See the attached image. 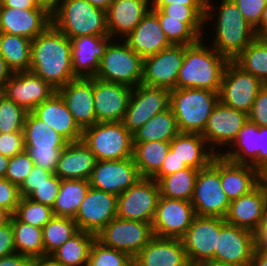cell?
<instances>
[{
  "mask_svg": "<svg viewBox=\"0 0 267 266\" xmlns=\"http://www.w3.org/2000/svg\"><path fill=\"white\" fill-rule=\"evenodd\" d=\"M71 57V40L51 24L31 42L29 71L58 90L76 79Z\"/></svg>",
  "mask_w": 267,
  "mask_h": 266,
  "instance_id": "1",
  "label": "cell"
},
{
  "mask_svg": "<svg viewBox=\"0 0 267 266\" xmlns=\"http://www.w3.org/2000/svg\"><path fill=\"white\" fill-rule=\"evenodd\" d=\"M210 4L211 0H207L204 23L208 25L209 20H215V37L211 46L233 60L256 38L254 28L244 19L233 0H221L214 14L216 9Z\"/></svg>",
  "mask_w": 267,
  "mask_h": 266,
  "instance_id": "2",
  "label": "cell"
},
{
  "mask_svg": "<svg viewBox=\"0 0 267 266\" xmlns=\"http://www.w3.org/2000/svg\"><path fill=\"white\" fill-rule=\"evenodd\" d=\"M230 60L207 46L203 38L186 46L176 88H197L220 91L224 69Z\"/></svg>",
  "mask_w": 267,
  "mask_h": 266,
  "instance_id": "3",
  "label": "cell"
},
{
  "mask_svg": "<svg viewBox=\"0 0 267 266\" xmlns=\"http://www.w3.org/2000/svg\"><path fill=\"white\" fill-rule=\"evenodd\" d=\"M52 25L69 39L109 35L106 10L87 0H60L51 9Z\"/></svg>",
  "mask_w": 267,
  "mask_h": 266,
  "instance_id": "4",
  "label": "cell"
},
{
  "mask_svg": "<svg viewBox=\"0 0 267 266\" xmlns=\"http://www.w3.org/2000/svg\"><path fill=\"white\" fill-rule=\"evenodd\" d=\"M219 93L197 88H175L170 91V108L180 133L201 134L215 105Z\"/></svg>",
  "mask_w": 267,
  "mask_h": 266,
  "instance_id": "5",
  "label": "cell"
},
{
  "mask_svg": "<svg viewBox=\"0 0 267 266\" xmlns=\"http://www.w3.org/2000/svg\"><path fill=\"white\" fill-rule=\"evenodd\" d=\"M23 135L25 150L34 164L44 170L54 172L60 152L69 142L33 112L26 114Z\"/></svg>",
  "mask_w": 267,
  "mask_h": 266,
  "instance_id": "6",
  "label": "cell"
},
{
  "mask_svg": "<svg viewBox=\"0 0 267 266\" xmlns=\"http://www.w3.org/2000/svg\"><path fill=\"white\" fill-rule=\"evenodd\" d=\"M81 140L97 161L132 157L133 134L122 122H96L83 129Z\"/></svg>",
  "mask_w": 267,
  "mask_h": 266,
  "instance_id": "7",
  "label": "cell"
},
{
  "mask_svg": "<svg viewBox=\"0 0 267 266\" xmlns=\"http://www.w3.org/2000/svg\"><path fill=\"white\" fill-rule=\"evenodd\" d=\"M196 216L225 218L230 201L220 181V155L198 171L191 200Z\"/></svg>",
  "mask_w": 267,
  "mask_h": 266,
  "instance_id": "8",
  "label": "cell"
},
{
  "mask_svg": "<svg viewBox=\"0 0 267 266\" xmlns=\"http://www.w3.org/2000/svg\"><path fill=\"white\" fill-rule=\"evenodd\" d=\"M142 75L143 58L125 41L118 43L111 40L100 60V67L95 77L134 88L141 83Z\"/></svg>",
  "mask_w": 267,
  "mask_h": 266,
  "instance_id": "9",
  "label": "cell"
},
{
  "mask_svg": "<svg viewBox=\"0 0 267 266\" xmlns=\"http://www.w3.org/2000/svg\"><path fill=\"white\" fill-rule=\"evenodd\" d=\"M160 190L153 178L141 177L117 197V217L152 224Z\"/></svg>",
  "mask_w": 267,
  "mask_h": 266,
  "instance_id": "10",
  "label": "cell"
},
{
  "mask_svg": "<svg viewBox=\"0 0 267 266\" xmlns=\"http://www.w3.org/2000/svg\"><path fill=\"white\" fill-rule=\"evenodd\" d=\"M264 85L257 77L243 71L230 60L223 72L219 101L248 114L259 90Z\"/></svg>",
  "mask_w": 267,
  "mask_h": 266,
  "instance_id": "11",
  "label": "cell"
},
{
  "mask_svg": "<svg viewBox=\"0 0 267 266\" xmlns=\"http://www.w3.org/2000/svg\"><path fill=\"white\" fill-rule=\"evenodd\" d=\"M154 237L152 224L115 217L97 235L104 246L124 251L133 258Z\"/></svg>",
  "mask_w": 267,
  "mask_h": 266,
  "instance_id": "12",
  "label": "cell"
},
{
  "mask_svg": "<svg viewBox=\"0 0 267 266\" xmlns=\"http://www.w3.org/2000/svg\"><path fill=\"white\" fill-rule=\"evenodd\" d=\"M170 108V91L142 83L132 89L122 123L132 134L150 118Z\"/></svg>",
  "mask_w": 267,
  "mask_h": 266,
  "instance_id": "13",
  "label": "cell"
},
{
  "mask_svg": "<svg viewBox=\"0 0 267 266\" xmlns=\"http://www.w3.org/2000/svg\"><path fill=\"white\" fill-rule=\"evenodd\" d=\"M230 146L232 148H228L229 151L219 152L226 160L250 165L259 171L267 165V127L257 126L247 120Z\"/></svg>",
  "mask_w": 267,
  "mask_h": 266,
  "instance_id": "14",
  "label": "cell"
},
{
  "mask_svg": "<svg viewBox=\"0 0 267 266\" xmlns=\"http://www.w3.org/2000/svg\"><path fill=\"white\" fill-rule=\"evenodd\" d=\"M195 217L191 201L160 196L152 221L153 234L159 238L181 239Z\"/></svg>",
  "mask_w": 267,
  "mask_h": 266,
  "instance_id": "15",
  "label": "cell"
},
{
  "mask_svg": "<svg viewBox=\"0 0 267 266\" xmlns=\"http://www.w3.org/2000/svg\"><path fill=\"white\" fill-rule=\"evenodd\" d=\"M225 224V218L201 216L194 218L186 234L181 238L191 265L214 260L217 235Z\"/></svg>",
  "mask_w": 267,
  "mask_h": 266,
  "instance_id": "16",
  "label": "cell"
},
{
  "mask_svg": "<svg viewBox=\"0 0 267 266\" xmlns=\"http://www.w3.org/2000/svg\"><path fill=\"white\" fill-rule=\"evenodd\" d=\"M117 195L90 187L73 220L80 231L97 235L117 217Z\"/></svg>",
  "mask_w": 267,
  "mask_h": 266,
  "instance_id": "17",
  "label": "cell"
},
{
  "mask_svg": "<svg viewBox=\"0 0 267 266\" xmlns=\"http://www.w3.org/2000/svg\"><path fill=\"white\" fill-rule=\"evenodd\" d=\"M184 51L185 45L172 44L157 54L144 58L141 83L169 91L174 90L184 58Z\"/></svg>",
  "mask_w": 267,
  "mask_h": 266,
  "instance_id": "18",
  "label": "cell"
},
{
  "mask_svg": "<svg viewBox=\"0 0 267 266\" xmlns=\"http://www.w3.org/2000/svg\"><path fill=\"white\" fill-rule=\"evenodd\" d=\"M256 245L255 233L226 223L217 235L214 260L236 266H250Z\"/></svg>",
  "mask_w": 267,
  "mask_h": 266,
  "instance_id": "19",
  "label": "cell"
},
{
  "mask_svg": "<svg viewBox=\"0 0 267 266\" xmlns=\"http://www.w3.org/2000/svg\"><path fill=\"white\" fill-rule=\"evenodd\" d=\"M247 120L246 113L228 107L219 101L207 120L202 137L209 148L219 155L217 151L221 149L218 150V147H230Z\"/></svg>",
  "mask_w": 267,
  "mask_h": 266,
  "instance_id": "20",
  "label": "cell"
},
{
  "mask_svg": "<svg viewBox=\"0 0 267 266\" xmlns=\"http://www.w3.org/2000/svg\"><path fill=\"white\" fill-rule=\"evenodd\" d=\"M141 178L133 158L97 161L90 187L120 195Z\"/></svg>",
  "mask_w": 267,
  "mask_h": 266,
  "instance_id": "21",
  "label": "cell"
},
{
  "mask_svg": "<svg viewBox=\"0 0 267 266\" xmlns=\"http://www.w3.org/2000/svg\"><path fill=\"white\" fill-rule=\"evenodd\" d=\"M267 214V191L259 183L249 193L230 201L225 217L226 223L252 231L260 232Z\"/></svg>",
  "mask_w": 267,
  "mask_h": 266,
  "instance_id": "22",
  "label": "cell"
},
{
  "mask_svg": "<svg viewBox=\"0 0 267 266\" xmlns=\"http://www.w3.org/2000/svg\"><path fill=\"white\" fill-rule=\"evenodd\" d=\"M131 87L93 78L96 122H122L132 92Z\"/></svg>",
  "mask_w": 267,
  "mask_h": 266,
  "instance_id": "23",
  "label": "cell"
},
{
  "mask_svg": "<svg viewBox=\"0 0 267 266\" xmlns=\"http://www.w3.org/2000/svg\"><path fill=\"white\" fill-rule=\"evenodd\" d=\"M5 97L32 112L56 90L31 71L14 73L4 85Z\"/></svg>",
  "mask_w": 267,
  "mask_h": 266,
  "instance_id": "24",
  "label": "cell"
},
{
  "mask_svg": "<svg viewBox=\"0 0 267 266\" xmlns=\"http://www.w3.org/2000/svg\"><path fill=\"white\" fill-rule=\"evenodd\" d=\"M52 24L51 9L0 7V32L33 40Z\"/></svg>",
  "mask_w": 267,
  "mask_h": 266,
  "instance_id": "25",
  "label": "cell"
},
{
  "mask_svg": "<svg viewBox=\"0 0 267 266\" xmlns=\"http://www.w3.org/2000/svg\"><path fill=\"white\" fill-rule=\"evenodd\" d=\"M75 122L83 130L96 123L93 78H76L56 90Z\"/></svg>",
  "mask_w": 267,
  "mask_h": 266,
  "instance_id": "26",
  "label": "cell"
},
{
  "mask_svg": "<svg viewBox=\"0 0 267 266\" xmlns=\"http://www.w3.org/2000/svg\"><path fill=\"white\" fill-rule=\"evenodd\" d=\"M71 40V60L76 78H94L106 47L113 40L109 35L79 36Z\"/></svg>",
  "mask_w": 267,
  "mask_h": 266,
  "instance_id": "27",
  "label": "cell"
},
{
  "mask_svg": "<svg viewBox=\"0 0 267 266\" xmlns=\"http://www.w3.org/2000/svg\"><path fill=\"white\" fill-rule=\"evenodd\" d=\"M134 266H191L179 238L154 236L133 258Z\"/></svg>",
  "mask_w": 267,
  "mask_h": 266,
  "instance_id": "28",
  "label": "cell"
},
{
  "mask_svg": "<svg viewBox=\"0 0 267 266\" xmlns=\"http://www.w3.org/2000/svg\"><path fill=\"white\" fill-rule=\"evenodd\" d=\"M151 0H114L106 10L109 36L125 38L151 9Z\"/></svg>",
  "mask_w": 267,
  "mask_h": 266,
  "instance_id": "29",
  "label": "cell"
},
{
  "mask_svg": "<svg viewBox=\"0 0 267 266\" xmlns=\"http://www.w3.org/2000/svg\"><path fill=\"white\" fill-rule=\"evenodd\" d=\"M124 40L143 59L172 45L161 29L157 15L151 9Z\"/></svg>",
  "mask_w": 267,
  "mask_h": 266,
  "instance_id": "30",
  "label": "cell"
},
{
  "mask_svg": "<svg viewBox=\"0 0 267 266\" xmlns=\"http://www.w3.org/2000/svg\"><path fill=\"white\" fill-rule=\"evenodd\" d=\"M40 120L61 134L69 143L82 139L83 130L75 122L61 96L54 92L32 111Z\"/></svg>",
  "mask_w": 267,
  "mask_h": 266,
  "instance_id": "31",
  "label": "cell"
},
{
  "mask_svg": "<svg viewBox=\"0 0 267 266\" xmlns=\"http://www.w3.org/2000/svg\"><path fill=\"white\" fill-rule=\"evenodd\" d=\"M96 162V157L82 140L71 142L60 152L54 174L61 180H89Z\"/></svg>",
  "mask_w": 267,
  "mask_h": 266,
  "instance_id": "32",
  "label": "cell"
},
{
  "mask_svg": "<svg viewBox=\"0 0 267 266\" xmlns=\"http://www.w3.org/2000/svg\"><path fill=\"white\" fill-rule=\"evenodd\" d=\"M220 181L229 201L249 193L260 183V171L250 165L236 164L220 155Z\"/></svg>",
  "mask_w": 267,
  "mask_h": 266,
  "instance_id": "33",
  "label": "cell"
},
{
  "mask_svg": "<svg viewBox=\"0 0 267 266\" xmlns=\"http://www.w3.org/2000/svg\"><path fill=\"white\" fill-rule=\"evenodd\" d=\"M170 150L187 167L197 170L207 167L216 156L201 134L179 133L170 141Z\"/></svg>",
  "mask_w": 267,
  "mask_h": 266,
  "instance_id": "34",
  "label": "cell"
},
{
  "mask_svg": "<svg viewBox=\"0 0 267 266\" xmlns=\"http://www.w3.org/2000/svg\"><path fill=\"white\" fill-rule=\"evenodd\" d=\"M170 141L133 142L132 158L141 177L152 178L161 168Z\"/></svg>",
  "mask_w": 267,
  "mask_h": 266,
  "instance_id": "35",
  "label": "cell"
},
{
  "mask_svg": "<svg viewBox=\"0 0 267 266\" xmlns=\"http://www.w3.org/2000/svg\"><path fill=\"white\" fill-rule=\"evenodd\" d=\"M96 235L79 231L49 256L62 266H87L90 248Z\"/></svg>",
  "mask_w": 267,
  "mask_h": 266,
  "instance_id": "36",
  "label": "cell"
},
{
  "mask_svg": "<svg viewBox=\"0 0 267 266\" xmlns=\"http://www.w3.org/2000/svg\"><path fill=\"white\" fill-rule=\"evenodd\" d=\"M31 39L0 32V55L13 73L29 71Z\"/></svg>",
  "mask_w": 267,
  "mask_h": 266,
  "instance_id": "37",
  "label": "cell"
},
{
  "mask_svg": "<svg viewBox=\"0 0 267 266\" xmlns=\"http://www.w3.org/2000/svg\"><path fill=\"white\" fill-rule=\"evenodd\" d=\"M180 133L171 108L150 118L133 133V142L171 141Z\"/></svg>",
  "mask_w": 267,
  "mask_h": 266,
  "instance_id": "38",
  "label": "cell"
},
{
  "mask_svg": "<svg viewBox=\"0 0 267 266\" xmlns=\"http://www.w3.org/2000/svg\"><path fill=\"white\" fill-rule=\"evenodd\" d=\"M89 188V180L62 179L52 207L54 216L74 218Z\"/></svg>",
  "mask_w": 267,
  "mask_h": 266,
  "instance_id": "39",
  "label": "cell"
},
{
  "mask_svg": "<svg viewBox=\"0 0 267 266\" xmlns=\"http://www.w3.org/2000/svg\"><path fill=\"white\" fill-rule=\"evenodd\" d=\"M232 61L267 84V39L255 38Z\"/></svg>",
  "mask_w": 267,
  "mask_h": 266,
  "instance_id": "40",
  "label": "cell"
},
{
  "mask_svg": "<svg viewBox=\"0 0 267 266\" xmlns=\"http://www.w3.org/2000/svg\"><path fill=\"white\" fill-rule=\"evenodd\" d=\"M10 221L14 232L16 253L31 258L44 257L42 228L23 223L14 215L11 216Z\"/></svg>",
  "mask_w": 267,
  "mask_h": 266,
  "instance_id": "41",
  "label": "cell"
},
{
  "mask_svg": "<svg viewBox=\"0 0 267 266\" xmlns=\"http://www.w3.org/2000/svg\"><path fill=\"white\" fill-rule=\"evenodd\" d=\"M198 171L187 167L162 177L158 181L160 196L191 201Z\"/></svg>",
  "mask_w": 267,
  "mask_h": 266,
  "instance_id": "42",
  "label": "cell"
},
{
  "mask_svg": "<svg viewBox=\"0 0 267 266\" xmlns=\"http://www.w3.org/2000/svg\"><path fill=\"white\" fill-rule=\"evenodd\" d=\"M79 231L73 218L53 216L42 228L45 256H49Z\"/></svg>",
  "mask_w": 267,
  "mask_h": 266,
  "instance_id": "43",
  "label": "cell"
},
{
  "mask_svg": "<svg viewBox=\"0 0 267 266\" xmlns=\"http://www.w3.org/2000/svg\"><path fill=\"white\" fill-rule=\"evenodd\" d=\"M151 10L157 15L161 29L171 44L189 46L201 39L183 19L169 18L160 9Z\"/></svg>",
  "mask_w": 267,
  "mask_h": 266,
  "instance_id": "44",
  "label": "cell"
},
{
  "mask_svg": "<svg viewBox=\"0 0 267 266\" xmlns=\"http://www.w3.org/2000/svg\"><path fill=\"white\" fill-rule=\"evenodd\" d=\"M151 9H160L169 18L183 19V22L202 39L206 6H185L172 3L171 5H152Z\"/></svg>",
  "mask_w": 267,
  "mask_h": 266,
  "instance_id": "45",
  "label": "cell"
},
{
  "mask_svg": "<svg viewBox=\"0 0 267 266\" xmlns=\"http://www.w3.org/2000/svg\"><path fill=\"white\" fill-rule=\"evenodd\" d=\"M87 266H134V264L130 254L104 246L95 238L90 248Z\"/></svg>",
  "mask_w": 267,
  "mask_h": 266,
  "instance_id": "46",
  "label": "cell"
},
{
  "mask_svg": "<svg viewBox=\"0 0 267 266\" xmlns=\"http://www.w3.org/2000/svg\"><path fill=\"white\" fill-rule=\"evenodd\" d=\"M19 221L43 228L54 216L52 207L21 197L13 214Z\"/></svg>",
  "mask_w": 267,
  "mask_h": 266,
  "instance_id": "47",
  "label": "cell"
},
{
  "mask_svg": "<svg viewBox=\"0 0 267 266\" xmlns=\"http://www.w3.org/2000/svg\"><path fill=\"white\" fill-rule=\"evenodd\" d=\"M27 111L4 97L0 103V133L23 132Z\"/></svg>",
  "mask_w": 267,
  "mask_h": 266,
  "instance_id": "48",
  "label": "cell"
},
{
  "mask_svg": "<svg viewBox=\"0 0 267 266\" xmlns=\"http://www.w3.org/2000/svg\"><path fill=\"white\" fill-rule=\"evenodd\" d=\"M35 164L29 153L24 150L13 157H10L7 172L4 178L20 187Z\"/></svg>",
  "mask_w": 267,
  "mask_h": 266,
  "instance_id": "49",
  "label": "cell"
},
{
  "mask_svg": "<svg viewBox=\"0 0 267 266\" xmlns=\"http://www.w3.org/2000/svg\"><path fill=\"white\" fill-rule=\"evenodd\" d=\"M61 186V179L53 174L46 182L36 187L29 199L53 207Z\"/></svg>",
  "mask_w": 267,
  "mask_h": 266,
  "instance_id": "50",
  "label": "cell"
},
{
  "mask_svg": "<svg viewBox=\"0 0 267 266\" xmlns=\"http://www.w3.org/2000/svg\"><path fill=\"white\" fill-rule=\"evenodd\" d=\"M244 19L255 29L261 21L267 0H233Z\"/></svg>",
  "mask_w": 267,
  "mask_h": 266,
  "instance_id": "51",
  "label": "cell"
},
{
  "mask_svg": "<svg viewBox=\"0 0 267 266\" xmlns=\"http://www.w3.org/2000/svg\"><path fill=\"white\" fill-rule=\"evenodd\" d=\"M247 116L257 126L267 127V84L259 90Z\"/></svg>",
  "mask_w": 267,
  "mask_h": 266,
  "instance_id": "52",
  "label": "cell"
},
{
  "mask_svg": "<svg viewBox=\"0 0 267 266\" xmlns=\"http://www.w3.org/2000/svg\"><path fill=\"white\" fill-rule=\"evenodd\" d=\"M21 195L19 187L6 178L0 179V206L8 210L12 215L19 204Z\"/></svg>",
  "mask_w": 267,
  "mask_h": 266,
  "instance_id": "53",
  "label": "cell"
},
{
  "mask_svg": "<svg viewBox=\"0 0 267 266\" xmlns=\"http://www.w3.org/2000/svg\"><path fill=\"white\" fill-rule=\"evenodd\" d=\"M25 150L23 132L0 133V154L13 157Z\"/></svg>",
  "mask_w": 267,
  "mask_h": 266,
  "instance_id": "54",
  "label": "cell"
},
{
  "mask_svg": "<svg viewBox=\"0 0 267 266\" xmlns=\"http://www.w3.org/2000/svg\"><path fill=\"white\" fill-rule=\"evenodd\" d=\"M53 174L54 172L44 170L35 165L31 173L19 187L21 197H29L36 190L37 186L46 182Z\"/></svg>",
  "mask_w": 267,
  "mask_h": 266,
  "instance_id": "55",
  "label": "cell"
},
{
  "mask_svg": "<svg viewBox=\"0 0 267 266\" xmlns=\"http://www.w3.org/2000/svg\"><path fill=\"white\" fill-rule=\"evenodd\" d=\"M185 168H187V166L175 156L174 152L169 149L160 170L152 178L158 182L162 177Z\"/></svg>",
  "mask_w": 267,
  "mask_h": 266,
  "instance_id": "56",
  "label": "cell"
},
{
  "mask_svg": "<svg viewBox=\"0 0 267 266\" xmlns=\"http://www.w3.org/2000/svg\"><path fill=\"white\" fill-rule=\"evenodd\" d=\"M16 253L11 221L0 227V258Z\"/></svg>",
  "mask_w": 267,
  "mask_h": 266,
  "instance_id": "57",
  "label": "cell"
},
{
  "mask_svg": "<svg viewBox=\"0 0 267 266\" xmlns=\"http://www.w3.org/2000/svg\"><path fill=\"white\" fill-rule=\"evenodd\" d=\"M0 7L17 9H51L40 0H0Z\"/></svg>",
  "mask_w": 267,
  "mask_h": 266,
  "instance_id": "58",
  "label": "cell"
},
{
  "mask_svg": "<svg viewBox=\"0 0 267 266\" xmlns=\"http://www.w3.org/2000/svg\"><path fill=\"white\" fill-rule=\"evenodd\" d=\"M32 258L23 254L13 253L0 258V266H30Z\"/></svg>",
  "mask_w": 267,
  "mask_h": 266,
  "instance_id": "59",
  "label": "cell"
},
{
  "mask_svg": "<svg viewBox=\"0 0 267 266\" xmlns=\"http://www.w3.org/2000/svg\"><path fill=\"white\" fill-rule=\"evenodd\" d=\"M151 5L183 4L185 6H206L207 0H151Z\"/></svg>",
  "mask_w": 267,
  "mask_h": 266,
  "instance_id": "60",
  "label": "cell"
},
{
  "mask_svg": "<svg viewBox=\"0 0 267 266\" xmlns=\"http://www.w3.org/2000/svg\"><path fill=\"white\" fill-rule=\"evenodd\" d=\"M250 266H267V251L256 245Z\"/></svg>",
  "mask_w": 267,
  "mask_h": 266,
  "instance_id": "61",
  "label": "cell"
},
{
  "mask_svg": "<svg viewBox=\"0 0 267 266\" xmlns=\"http://www.w3.org/2000/svg\"><path fill=\"white\" fill-rule=\"evenodd\" d=\"M254 31L256 38L267 39V4L263 10L261 21Z\"/></svg>",
  "mask_w": 267,
  "mask_h": 266,
  "instance_id": "62",
  "label": "cell"
},
{
  "mask_svg": "<svg viewBox=\"0 0 267 266\" xmlns=\"http://www.w3.org/2000/svg\"><path fill=\"white\" fill-rule=\"evenodd\" d=\"M14 73L0 55V85L4 86Z\"/></svg>",
  "mask_w": 267,
  "mask_h": 266,
  "instance_id": "63",
  "label": "cell"
},
{
  "mask_svg": "<svg viewBox=\"0 0 267 266\" xmlns=\"http://www.w3.org/2000/svg\"><path fill=\"white\" fill-rule=\"evenodd\" d=\"M257 245L267 251V214L260 232L257 234Z\"/></svg>",
  "mask_w": 267,
  "mask_h": 266,
  "instance_id": "64",
  "label": "cell"
},
{
  "mask_svg": "<svg viewBox=\"0 0 267 266\" xmlns=\"http://www.w3.org/2000/svg\"><path fill=\"white\" fill-rule=\"evenodd\" d=\"M30 266H62L50 256L32 258Z\"/></svg>",
  "mask_w": 267,
  "mask_h": 266,
  "instance_id": "65",
  "label": "cell"
},
{
  "mask_svg": "<svg viewBox=\"0 0 267 266\" xmlns=\"http://www.w3.org/2000/svg\"><path fill=\"white\" fill-rule=\"evenodd\" d=\"M9 160V157L0 154V179L6 175Z\"/></svg>",
  "mask_w": 267,
  "mask_h": 266,
  "instance_id": "66",
  "label": "cell"
},
{
  "mask_svg": "<svg viewBox=\"0 0 267 266\" xmlns=\"http://www.w3.org/2000/svg\"><path fill=\"white\" fill-rule=\"evenodd\" d=\"M12 214L5 208L0 206V227L10 222Z\"/></svg>",
  "mask_w": 267,
  "mask_h": 266,
  "instance_id": "67",
  "label": "cell"
},
{
  "mask_svg": "<svg viewBox=\"0 0 267 266\" xmlns=\"http://www.w3.org/2000/svg\"><path fill=\"white\" fill-rule=\"evenodd\" d=\"M91 5L107 10L114 0H87Z\"/></svg>",
  "mask_w": 267,
  "mask_h": 266,
  "instance_id": "68",
  "label": "cell"
},
{
  "mask_svg": "<svg viewBox=\"0 0 267 266\" xmlns=\"http://www.w3.org/2000/svg\"><path fill=\"white\" fill-rule=\"evenodd\" d=\"M199 266H236L229 263L218 262L215 260H208L200 264Z\"/></svg>",
  "mask_w": 267,
  "mask_h": 266,
  "instance_id": "69",
  "label": "cell"
},
{
  "mask_svg": "<svg viewBox=\"0 0 267 266\" xmlns=\"http://www.w3.org/2000/svg\"><path fill=\"white\" fill-rule=\"evenodd\" d=\"M260 183L267 191V165L262 170H260Z\"/></svg>",
  "mask_w": 267,
  "mask_h": 266,
  "instance_id": "70",
  "label": "cell"
},
{
  "mask_svg": "<svg viewBox=\"0 0 267 266\" xmlns=\"http://www.w3.org/2000/svg\"><path fill=\"white\" fill-rule=\"evenodd\" d=\"M59 1L60 0H42V3L52 9Z\"/></svg>",
  "mask_w": 267,
  "mask_h": 266,
  "instance_id": "71",
  "label": "cell"
},
{
  "mask_svg": "<svg viewBox=\"0 0 267 266\" xmlns=\"http://www.w3.org/2000/svg\"><path fill=\"white\" fill-rule=\"evenodd\" d=\"M4 97H5V88L4 86L0 85V103L4 99Z\"/></svg>",
  "mask_w": 267,
  "mask_h": 266,
  "instance_id": "72",
  "label": "cell"
}]
</instances>
